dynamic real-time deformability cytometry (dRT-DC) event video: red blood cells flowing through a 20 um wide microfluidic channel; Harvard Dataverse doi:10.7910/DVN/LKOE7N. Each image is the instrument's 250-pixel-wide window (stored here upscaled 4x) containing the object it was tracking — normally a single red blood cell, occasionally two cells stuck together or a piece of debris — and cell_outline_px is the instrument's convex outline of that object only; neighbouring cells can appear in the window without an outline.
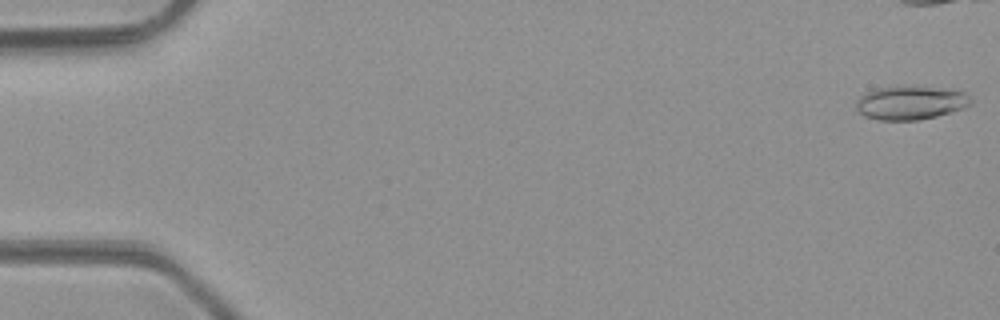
{"species": "common noctule bat (a hibernating species)", "species_latin": "Nyctalus noctula", "temperature_condition": "room temperature", "stored_images_in_passage": 39, "camera_frame_rate_fps": 3000, "um_per_image_px": 0.085, "animal": {"sex": "male", "body_mass_g": 23.1, "forearm_length_mm": 52.7}, "frame": {"image": 1, "passage_image": 1, "time_ms": 0.0, "image_size_px": [1000, 320], "cell_outline_px": [[972, 104], [964, 108], [936, 116], [916, 120], [880, 120], [864, 116], [856, 108], [856, 100], [860, 96], [876, 88], [904, 84], [956, 88], [964, 92], [972, 100]], "centroid_in_image_um": [77.44, 8.68], "position_along_channel_um": 7.6, "area_um2": 23.24}}
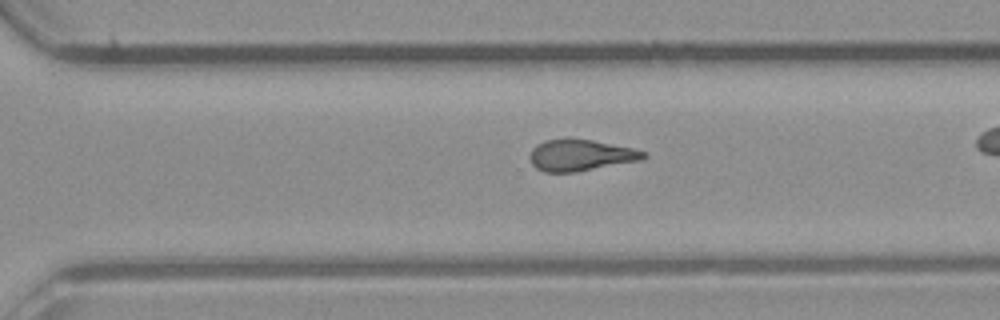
{"frame": {"image": 2, "passage_image": 34, "time_ms": 11.0, "image_size_px": [1000, 320], "cell_outline_px": [[648, 156], [640, 160], [576, 172], [544, 172], [536, 168], [532, 164], [528, 156], [532, 148], [536, 144], [544, 140], [592, 140], [632, 148], [648, 152]], "centroid_in_image_um": [49.34, 13.21], "position_along_channel_um": 321.3, "area_um2": 20.58}}